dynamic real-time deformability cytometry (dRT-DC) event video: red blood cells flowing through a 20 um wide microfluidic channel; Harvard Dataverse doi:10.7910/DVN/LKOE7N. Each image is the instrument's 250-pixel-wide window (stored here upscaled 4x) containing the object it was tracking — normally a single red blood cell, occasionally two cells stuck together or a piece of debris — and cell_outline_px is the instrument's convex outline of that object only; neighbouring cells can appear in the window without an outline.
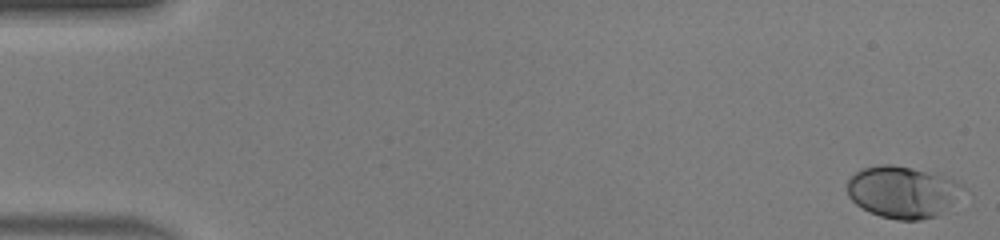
{"species": "human", "species_latin": "Homo sapiens", "temperature_condition": "warm", "stored_images_in_passage": 50, "camera_frame_rate_fps": 3000, "um_per_image_px": 0.085, "donor": {"sex": "male"}, "frame": {"image": 1, "passage_image": 1, "time_ms": 0.0, "image_size_px": [1000, 240], "cell_outline_px": [[964, 188], [936, 216], [920, 220], [896, 220], [880, 216], [868, 212], [856, 204], [848, 196], [848, 180], [856, 172], [864, 168], [880, 164], [892, 164], [912, 168], [956, 180]], "centroid_in_image_um": [76.63, 16.32], "position_along_channel_um": 8.4, "area_um2": 34.22}}
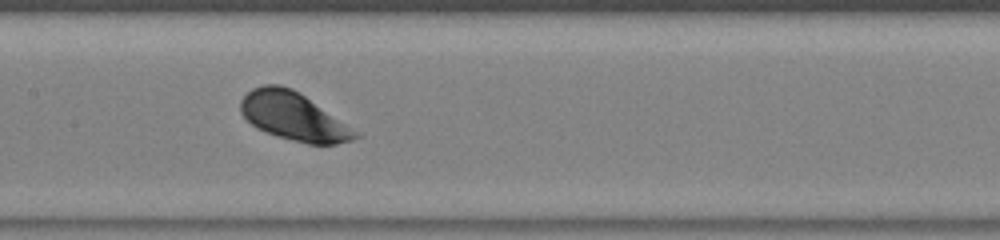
{"frame": {"image": 2, "passage_image": 25, "time_ms": 8.0, "image_size_px": [1000, 240], "cell_outline_px": [[364, 136], [352, 140], [336, 144], [308, 144], [276, 136], [256, 128], [240, 112], [240, 100], [252, 88], [264, 84], [280, 84], [292, 88], [300, 92]], "centroid_in_image_um": [24.95, 9.89], "position_along_channel_um": 182.4, "area_um2": 32.14}}
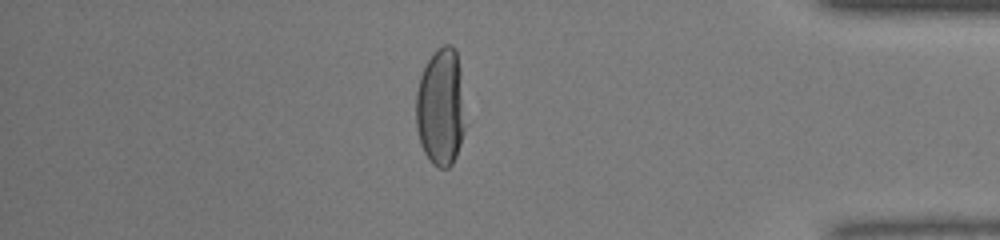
{"frame": {"image": 3, "passage_image": 43, "time_ms": 14.0, "image_size_px": [1000, 240], "cell_outline_px": [[464, 132], [456, 156], [452, 164], [448, 168], [440, 168], [432, 164], [424, 152], [420, 144], [416, 128], [416, 92], [420, 76], [432, 52], [436, 48], [444, 44], [452, 44], [456, 48], [460, 68], [464, 128]], "centroid_in_image_um": [37.44, 9.09], "position_along_channel_um": 397.8, "area_um2": 33.93}, "authors_computed_cell_mechanics": {"area_um2": 32.8304, "velocity_mm_per_s": 4.1136, "shape_relaxation_time_tau1_ms": 4.2684, "shape_relaxation_time_tau2_ms": null, "deformation_change_tau1": 0.2251, "deformation_change_tau2": null}}